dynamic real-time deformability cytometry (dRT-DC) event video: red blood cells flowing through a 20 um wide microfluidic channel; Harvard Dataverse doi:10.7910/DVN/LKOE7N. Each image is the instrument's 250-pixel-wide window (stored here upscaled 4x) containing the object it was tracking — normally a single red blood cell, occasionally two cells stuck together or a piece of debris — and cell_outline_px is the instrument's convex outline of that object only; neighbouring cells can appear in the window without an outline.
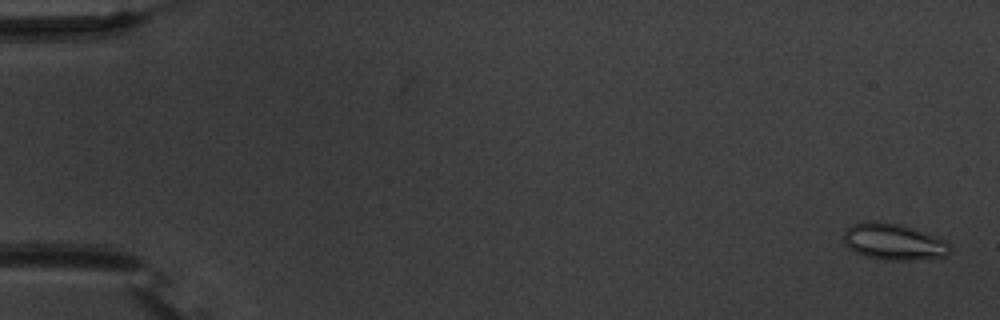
{"species": "common noctule bat (a hibernating species)", "species_latin": "Nyctalus noctula", "temperature_condition": "warm", "stored_images_in_passage": 55, "camera_frame_rate_fps": 3000, "um_per_image_px": 0.085, "animal": {"sex": "male", "body_mass_g": 20.1, "forearm_length_mm": 53.5}, "frame": {"image": 1, "passage_image": 2, "time_ms": 0.333, "image_size_px": [1000, 320], "cell_outline_px": [[952, 248], [944, 256], [916, 260], [884, 260], [864, 256], [848, 248], [844, 244], [844, 228], [852, 224], [864, 220], [876, 220], [904, 224], [944, 240]], "centroid_in_image_um": [75.89, 20.52], "position_along_channel_um": 9.1, "area_um2": 22.95}}
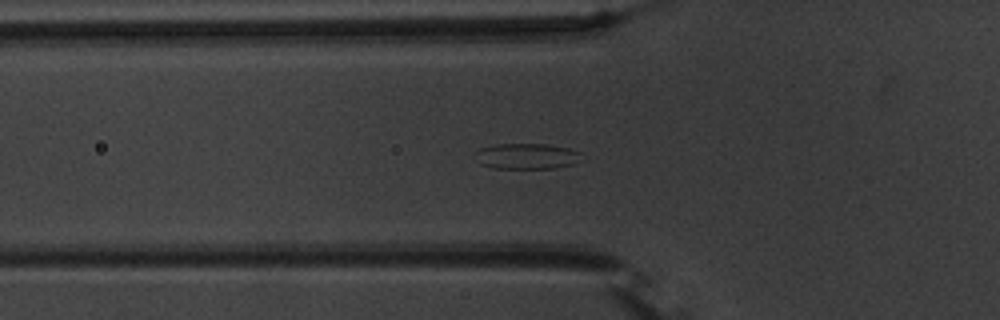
{"frame": {"image": 2, "passage_image": 20, "time_ms": 6.333, "image_size_px": [1000, 320], "cell_outline_px": [[580, 152], [572, 164], [556, 168], [492, 168], [480, 164], [476, 152], [480, 148], [496, 144], [548, 144], [568, 148]], "centroid_in_image_um": [44.71, 13.27], "position_along_channel_um": 81.1, "area_um2": 15.55}}
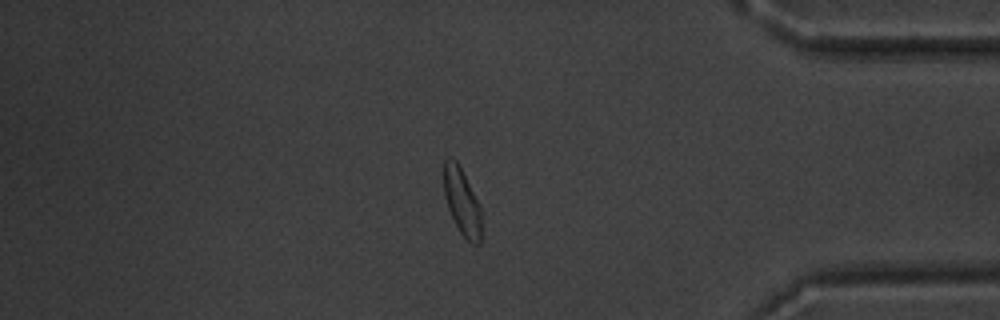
{"frame": {"image": 3, "passage_image": 47, "time_ms": 15.333, "image_size_px": [1000, 320], "cell_outline_px": [[480, 244], [472, 244], [460, 232], [448, 208], [444, 196], [444, 160], [448, 156], [456, 160], [480, 208]], "centroid_in_image_um": [39.23, 17.14], "position_along_channel_um": 396.0, "area_um2": 14.05}, "authors_computed_cell_mechanics": {"area_um2": 15.9528, "velocity_mm_per_s": 3.7768, "shape_relaxation_time_tau1_ms": 4.0736, "shape_relaxation_time_tau2_ms": 1.0271, "deformation_change_tau1": 0.128, "deformation_change_tau2": 0.0735}}